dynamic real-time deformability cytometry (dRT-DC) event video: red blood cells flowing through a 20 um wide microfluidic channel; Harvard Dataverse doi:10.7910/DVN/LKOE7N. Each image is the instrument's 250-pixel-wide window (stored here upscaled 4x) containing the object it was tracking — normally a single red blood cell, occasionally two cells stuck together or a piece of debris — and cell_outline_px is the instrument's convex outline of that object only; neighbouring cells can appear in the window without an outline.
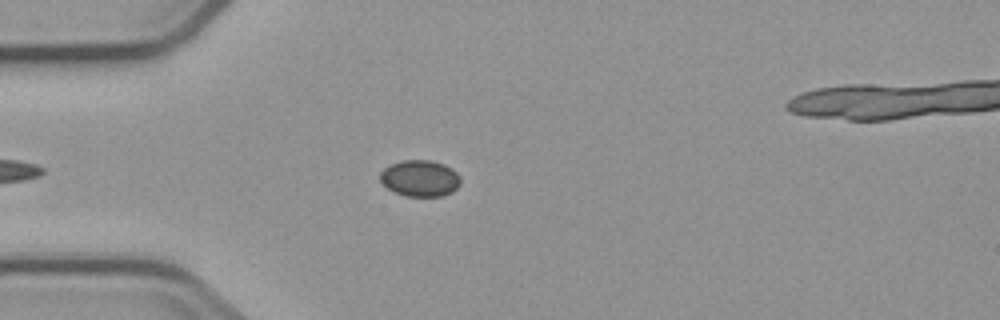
{"species": "common noctule bat (a hibernating species)", "species_latin": "Nyctalus noctula", "temperature_condition": "cold", "stored_images_in_passage": 2, "camera_frame_rate_fps": 3000, "um_per_image_px": 0.085, "animal": {"sex": "male", "body_mass_g": 23.1, "forearm_length_mm": 52.7}, "frame": {"image": 1, "passage_image": 2, "time_ms": 1.333, "image_size_px": [1000, 320], "cell_outline_px": [[460, 184], [452, 192], [444, 196], [404, 196], [388, 188], [380, 180], [380, 172], [388, 164], [404, 160], [432, 160], [444, 164], [452, 168], [460, 176]], "centroid_in_image_um": [35.71, 15.14], "position_along_channel_um": 49.3, "area_um2": 17.17}}